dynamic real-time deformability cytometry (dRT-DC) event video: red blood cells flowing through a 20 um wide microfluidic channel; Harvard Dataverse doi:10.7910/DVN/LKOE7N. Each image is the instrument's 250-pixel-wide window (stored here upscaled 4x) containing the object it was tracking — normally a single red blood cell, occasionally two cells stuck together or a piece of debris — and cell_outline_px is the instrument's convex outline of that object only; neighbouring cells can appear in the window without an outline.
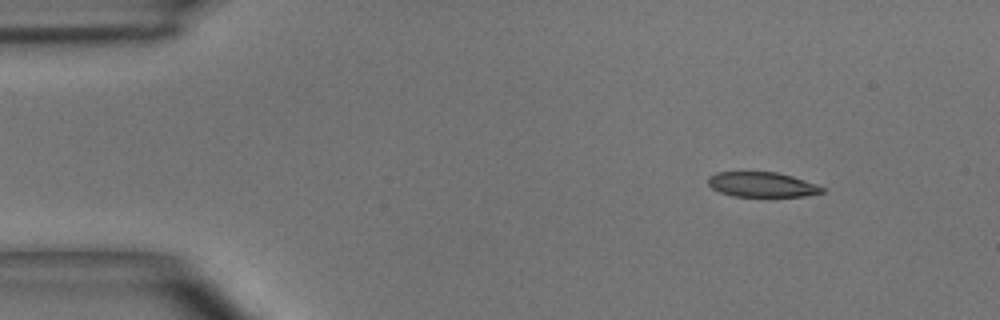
{"species": "common noctule bat (a hibernating species)", "species_latin": "Nyctalus noctula", "temperature_condition": "room temperature", "stored_images_in_passage": 45, "camera_frame_rate_fps": 3000, "um_per_image_px": 0.085, "animal": {"sex": "male", "body_mass_g": 15.6}, "frame": {"image": 1, "passage_image": 1, "time_ms": 0.0, "image_size_px": [1000, 320], "cell_outline_px": [[824, 192], [804, 196], [732, 196], [720, 192], [712, 188], [708, 184], [708, 176], [716, 172], [776, 172], [792, 176], [816, 184], [824, 188]], "centroid_in_image_um": [64.74, 15.68], "position_along_channel_um": 20.3, "area_um2": 16.47}}
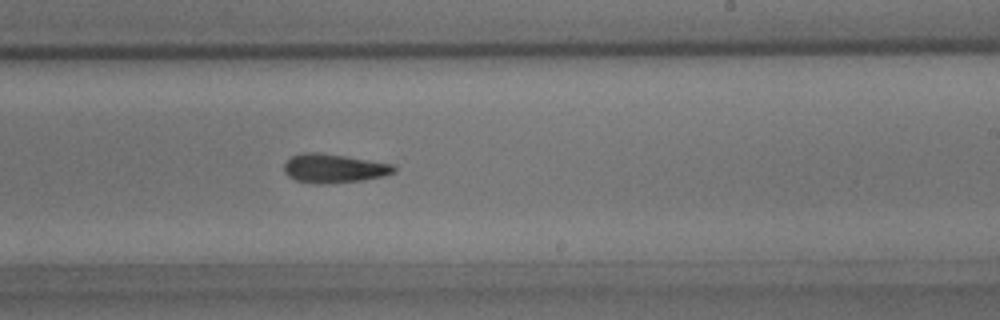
{"frame": {"image": 2, "passage_image": 25, "time_ms": 8.0, "image_size_px": [1000, 320], "cell_outline_px": [[396, 172], [384, 176], [364, 180], [328, 184], [316, 184], [296, 180], [288, 176], [284, 172], [284, 164], [292, 156], [304, 152], [316, 152], [344, 156], [392, 164], [396, 168]], "centroid_in_image_um": [28.38, 14.32], "position_along_channel_um": 260.6, "area_um2": 18.5}}
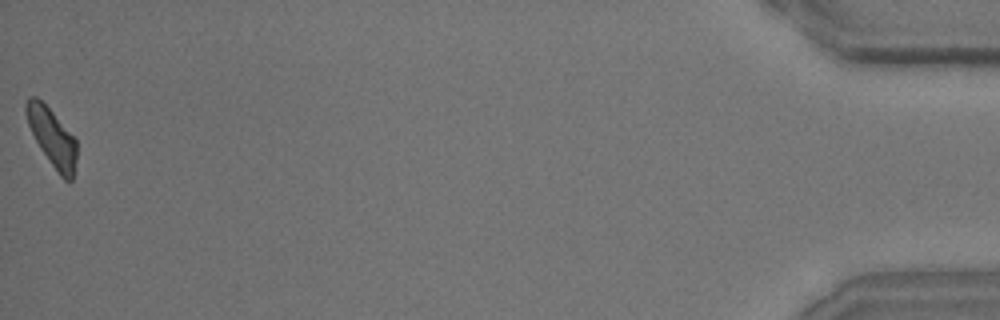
{"frame": {"image": 3, "passage_image": 45, "time_ms": 14.667, "image_size_px": [1000, 320], "cell_outline_px": [[76, 160], [72, 180], [64, 180], [60, 176], [40, 148], [28, 124], [24, 112], [24, 104], [28, 96], [36, 96], [52, 112], [76, 140]], "centroid_in_image_um": [4.39, 11.66], "position_along_channel_um": 430.8, "area_um2": 16.76}, "authors_computed_cell_mechanics": {"area_um2": 18.0914, "velocity_mm_per_s": 3.9933, "shape_relaxation_time_tau1_ms": 6.2307, "shape_relaxation_time_tau2_ms": 7.0364, "deformation_change_tau1": 0.1662, "deformation_change_tau2": 0.1842}}